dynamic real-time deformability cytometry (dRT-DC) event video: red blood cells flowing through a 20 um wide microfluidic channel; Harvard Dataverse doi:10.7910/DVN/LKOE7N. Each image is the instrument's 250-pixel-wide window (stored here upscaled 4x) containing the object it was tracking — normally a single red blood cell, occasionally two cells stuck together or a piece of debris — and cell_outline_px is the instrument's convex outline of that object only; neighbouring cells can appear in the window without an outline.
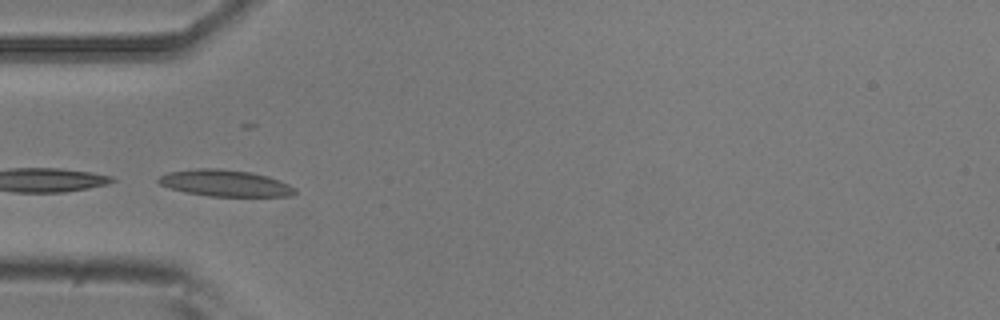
{"species": "common noctule bat (a hibernating species)", "species_latin": "Nyctalus noctula", "temperature_condition": "room temperature", "stored_images_in_passage": 5, "camera_frame_rate_fps": 3000, "um_per_image_px": 0.085, "animal": {"sex": "male", "body_mass_g": 20.5, "forearm_length_mm": 52.5}, "frame": {"image": 1, "passage_image": 2, "time_ms": 0.333, "image_size_px": [1000, 320], "cell_outline_px": [[296, 192], [292, 196], [208, 196], [188, 192], [172, 188], [160, 184], [156, 180], [160, 176], [168, 172], [196, 168], [220, 168], [252, 172], [268, 176], [280, 180], [296, 188]], "centroid_in_image_um": [19.17, 15.55], "position_along_channel_um": 65.8, "area_um2": 21.1}}
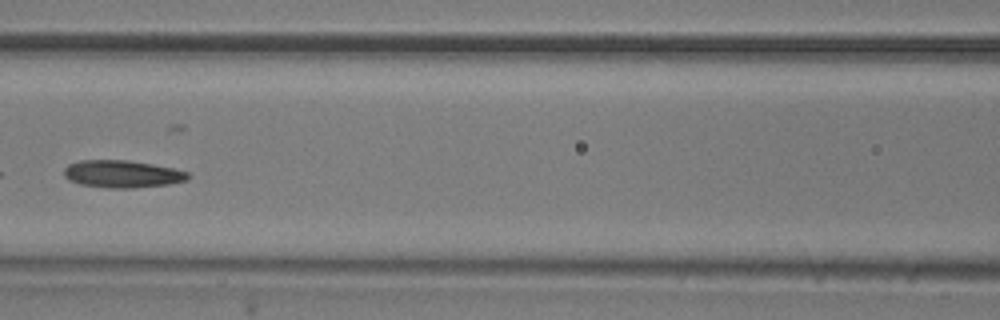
{"frame": {"image": 2, "passage_image": 4, "time_ms": 1.0, "image_size_px": [1000, 320], "cell_outline_px": [[192, 176], [188, 180], [168, 184], [128, 188], [108, 188], [80, 184], [68, 180], [64, 176], [64, 168], [68, 164], [80, 160], [128, 160], [152, 164], [172, 168], [188, 172]], "centroid_in_image_um": [10.38, 14.78], "position_along_channel_um": 156.2, "area_um2": 19.83}}
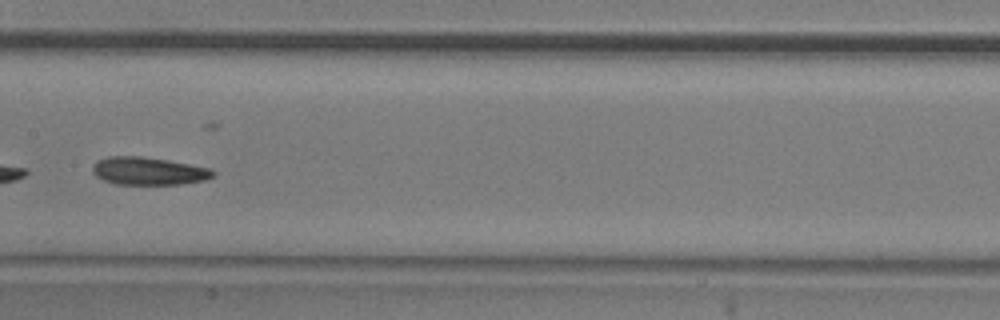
{"frame": {"image": 3, "passage_image": 5, "time_ms": 1.333, "image_size_px": [1000, 320], "cell_outline_px": [[216, 176], [204, 180], [180, 184], [116, 184], [104, 180], [96, 176], [92, 172], [92, 168], [100, 160], [108, 156], [140, 156], [168, 160], [212, 168], [216, 172]], "centroid_in_image_um": [12.68, 14.54], "position_along_channel_um": 194.7, "area_um2": 19.48}}